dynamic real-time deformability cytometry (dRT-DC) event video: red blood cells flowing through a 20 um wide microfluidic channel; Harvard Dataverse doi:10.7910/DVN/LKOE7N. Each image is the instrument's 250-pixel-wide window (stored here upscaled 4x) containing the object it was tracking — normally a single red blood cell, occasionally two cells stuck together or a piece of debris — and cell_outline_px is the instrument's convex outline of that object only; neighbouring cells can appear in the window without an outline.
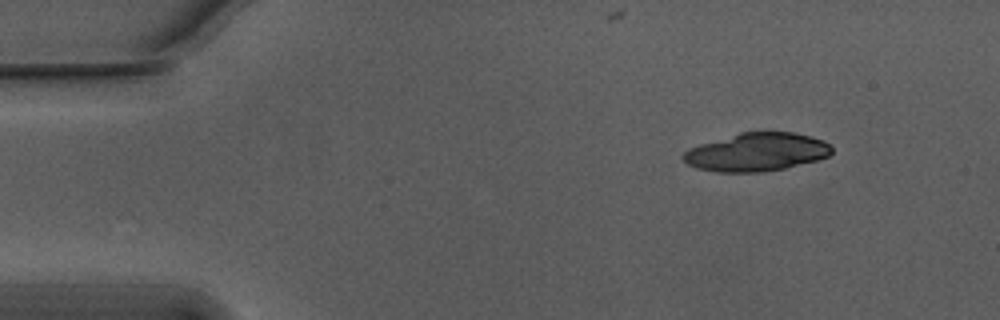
{"species": "Egyptian fruit bat (a non-hibernating species)", "species_latin": "Rousettus aegyptiacus", "temperature_condition": "warm", "stored_images_in_passage": 15, "segment_of_instrument_passage": [2, 2], "camera_frame_rate_fps": 3000, "um_per_image_px": 0.085, "animal": {"sex": "male"}, "frame": {"image": 1, "passage_image": 15, "time_ms": 4.667, "image_size_px": [1000, 320], "cell_outline_px": [[832, 152], [828, 156], [816, 160], [784, 168], [764, 172], [716, 172], [696, 168], [688, 164], [680, 156], [688, 148], [700, 144], [740, 132], [796, 132], [812, 136], [824, 140], [832, 144]], "centroid_in_image_um": [64.32, 12.92], "position_along_channel_um": 20.7, "area_um2": 33.29}}